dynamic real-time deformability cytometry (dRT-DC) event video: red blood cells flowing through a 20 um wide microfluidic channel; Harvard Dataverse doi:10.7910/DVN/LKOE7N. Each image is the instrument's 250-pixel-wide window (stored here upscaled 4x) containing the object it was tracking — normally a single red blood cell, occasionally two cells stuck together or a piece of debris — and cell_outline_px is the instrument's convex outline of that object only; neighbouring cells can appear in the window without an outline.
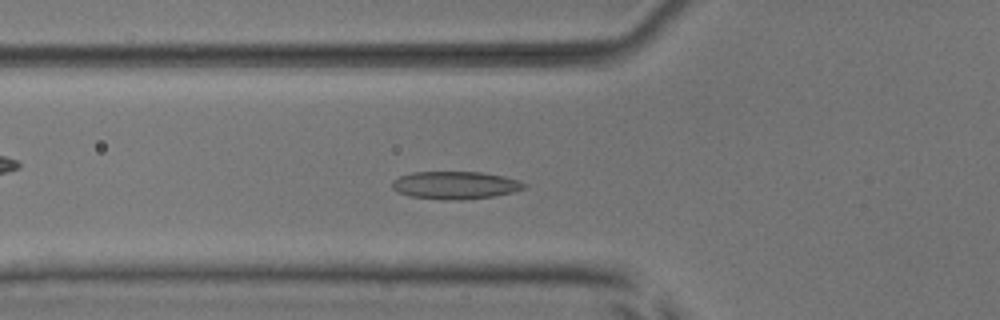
{"species": "common noctule bat (a hibernating species)", "species_latin": "Nyctalus noctula", "temperature_condition": "room temperature", "stored_images_in_passage": 51, "camera_frame_rate_fps": 3000, "um_per_image_px": 0.085, "animal": {"sex": "male", "body_mass_g": 17.9, "forearm_length_mm": 54.2}, "frame": {"image": 1, "passage_image": 17, "time_ms": 5.333, "image_size_px": [1000, 320], "cell_outline_px": [[528, 184], [524, 188], [512, 192], [496, 196], [464, 200], [444, 200], [408, 196], [396, 192], [392, 188], [392, 180], [400, 176], [412, 172], [480, 172], [504, 176], [520, 180]], "centroid_in_image_um": [38.69, 15.75], "position_along_channel_um": 87.1, "area_um2": 21.62}}
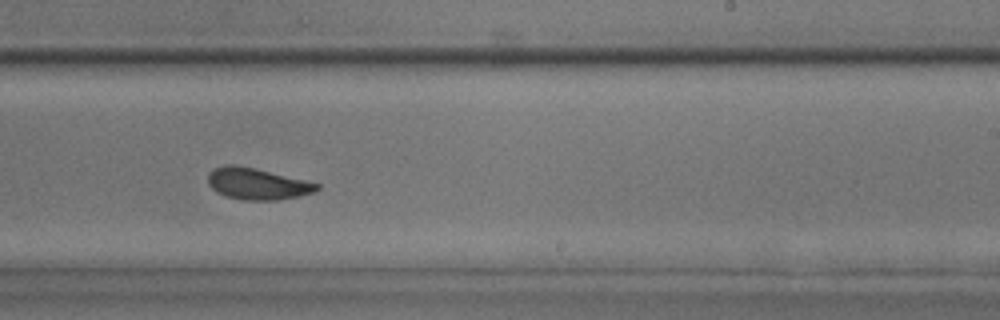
{"frame": {"image": 2, "passage_image": 31, "time_ms": 10.0, "image_size_px": [1000, 320], "cell_outline_px": [[320, 188], [312, 192], [300, 196], [280, 200], [244, 200], [224, 196], [216, 192], [208, 184], [208, 172], [212, 168], [228, 164], [236, 164], [256, 168], [320, 184]], "centroid_in_image_um": [21.82, 15.62], "position_along_channel_um": 267.2, "area_um2": 20.17}}
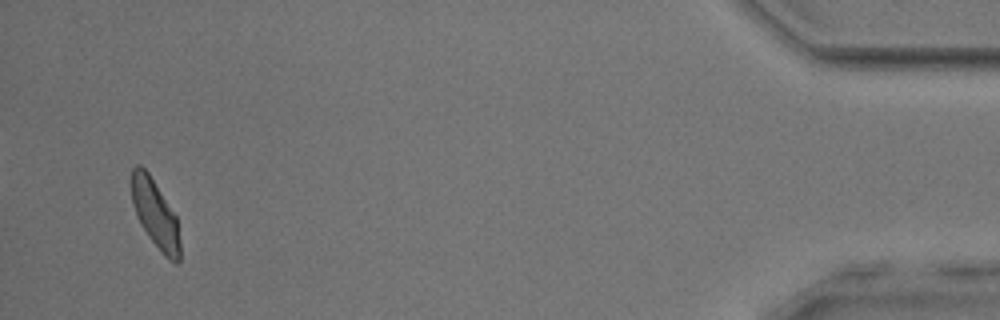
{"frame": {"image": 3, "passage_image": 49, "time_ms": 16.0, "image_size_px": [1000, 320], "cell_outline_px": [[180, 260], [176, 264], [168, 260], [160, 252], [148, 236], [140, 224], [136, 216], [132, 204], [132, 168], [136, 164], [140, 164], [148, 172], [176, 216], [180, 244]], "centroid_in_image_um": [13.19, 18.22], "position_along_channel_um": 422.0, "area_um2": 19.25}, "authors_computed_cell_mechanics": {"area_um2": 20.2878, "velocity_mm_per_s": 3.8706, "shape_relaxation_time_tau1_ms": 3.2349, "shape_relaxation_time_tau2_ms": 1.3513, "deformation_change_tau1": 0.1126, "deformation_change_tau2": 0.0699}}